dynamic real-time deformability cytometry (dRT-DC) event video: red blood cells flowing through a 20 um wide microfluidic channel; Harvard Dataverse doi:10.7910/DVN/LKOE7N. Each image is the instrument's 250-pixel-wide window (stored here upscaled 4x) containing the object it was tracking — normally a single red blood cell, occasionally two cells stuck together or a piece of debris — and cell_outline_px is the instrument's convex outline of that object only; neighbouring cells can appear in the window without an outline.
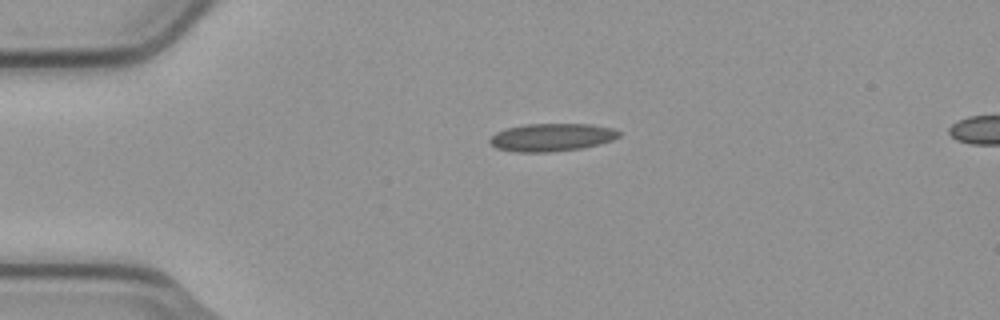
{"species": "common noctule bat (a hibernating species)", "species_latin": "Nyctalus noctula", "temperature_condition": "cold", "stored_images_in_passage": 3, "segment_of_instrument_passage": [1, 2], "camera_frame_rate_fps": 3000, "um_per_image_px": 0.085, "animal": {"sex": "male", "body_mass_g": 23.1, "forearm_length_mm": 52.7}, "frame": {"image": 1, "passage_image": 1, "time_ms": 0.0, "image_size_px": [1000, 320], "cell_outline_px": [[620, 136], [612, 140], [600, 144], [580, 148], [552, 152], [516, 152], [496, 148], [488, 140], [496, 132], [508, 128], [524, 124], [592, 124], [612, 128], [620, 132]], "centroid_in_image_um": [46.9, 11.67], "position_along_channel_um": 38.1, "area_um2": 20.92}}